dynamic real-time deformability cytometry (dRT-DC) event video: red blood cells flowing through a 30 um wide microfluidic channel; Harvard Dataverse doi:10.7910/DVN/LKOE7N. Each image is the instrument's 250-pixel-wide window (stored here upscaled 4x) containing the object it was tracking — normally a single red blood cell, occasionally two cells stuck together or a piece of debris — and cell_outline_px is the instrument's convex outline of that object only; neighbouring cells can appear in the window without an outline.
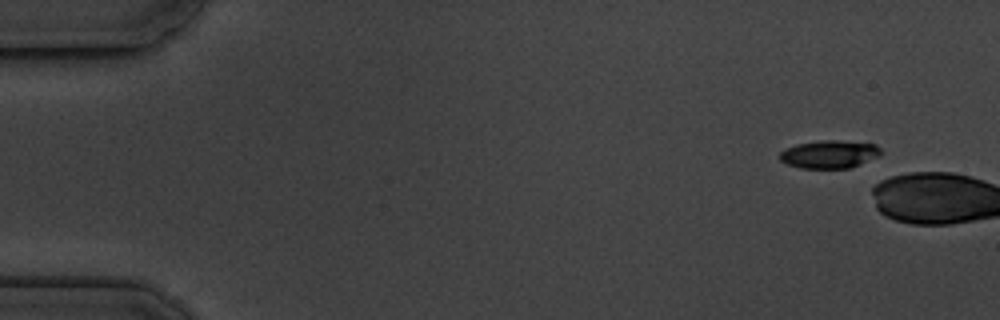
{"species": "common noctule bat (a hibernating species)", "species_latin": "Nyctalus noctula", "temperature_condition": "cold", "stored_images_in_passage": 2, "camera_frame_rate_fps": 3000, "um_per_image_px": 0.085, "animal": {"sex": "male", "body_mass_g": 19.5, "forearm_length_mm": 54.6}, "frame": {"image": 1, "passage_image": 1, "time_ms": 0.0, "image_size_px": [1000, 320], "cell_outline_px": [[880, 152], [876, 156], [860, 164], [848, 168], [800, 168], [788, 164], [780, 160], [780, 152], [796, 144], [824, 140], [836, 140], [876, 144], [880, 148]], "centroid_in_image_um": [70.47, 13.11], "position_along_channel_um": 14.5, "area_um2": 16.13}}